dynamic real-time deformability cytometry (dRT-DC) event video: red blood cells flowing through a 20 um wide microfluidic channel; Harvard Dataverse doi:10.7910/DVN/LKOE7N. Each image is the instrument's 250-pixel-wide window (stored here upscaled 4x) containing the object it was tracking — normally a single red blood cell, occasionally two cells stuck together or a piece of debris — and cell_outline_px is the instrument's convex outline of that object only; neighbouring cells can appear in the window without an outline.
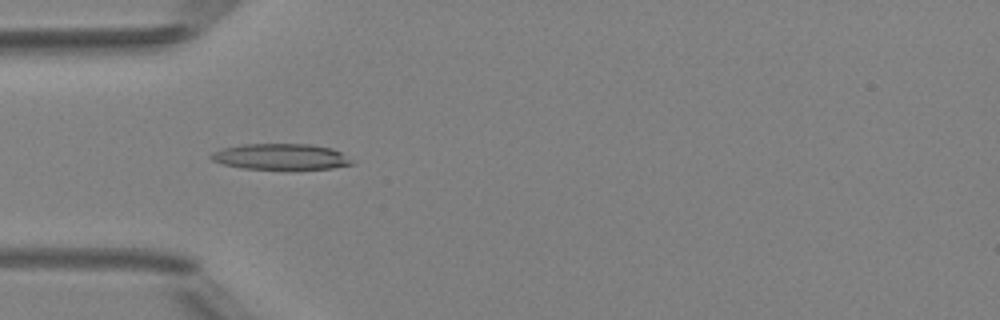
{"species": "Egyptian fruit bat (a non-hibernating species)", "species_latin": "Rousettus aegyptiacus", "temperature_condition": "room temperature", "stored_images_in_passage": 5, "camera_frame_rate_fps": 3000, "um_per_image_px": 0.085, "animal": {"sex": "female"}, "frame": {"image": 1, "passage_image": 5, "time_ms": 4.667, "image_size_px": [1000, 320], "cell_outline_px": [[356, 164], [332, 168], [244, 168], [224, 164], [212, 160], [208, 156], [212, 152], [224, 148], [244, 144], [312, 144], [332, 148], [356, 160]], "centroid_in_image_um": [23.94, 13.3], "position_along_channel_um": 61.1, "area_um2": 21.1}}